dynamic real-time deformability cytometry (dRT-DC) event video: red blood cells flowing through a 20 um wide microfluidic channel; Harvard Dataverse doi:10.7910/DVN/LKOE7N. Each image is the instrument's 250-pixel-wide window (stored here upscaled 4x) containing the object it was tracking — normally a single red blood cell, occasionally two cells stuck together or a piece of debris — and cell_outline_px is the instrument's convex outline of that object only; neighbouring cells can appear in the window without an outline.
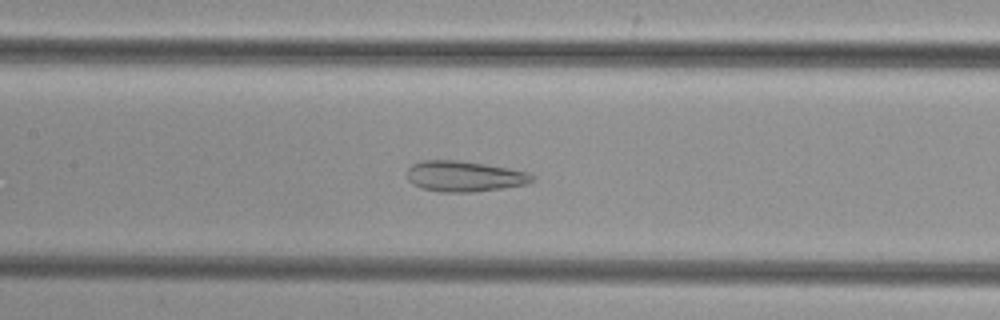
{"species": "common noctule bat (a hibernating species)", "species_latin": "Nyctalus noctula", "temperature_condition": "cold", "stored_images_in_passage": 42, "camera_frame_rate_fps": 3000, "um_per_image_px": 0.085, "animal": {"sex": "female", "body_mass_g": 29.2, "forearm_length_mm": 56.3}, "frame": {"image": 1, "passage_image": 15, "time_ms": 4.667, "image_size_px": [1000, 320], "cell_outline_px": [[536, 180], [528, 184], [504, 188], [472, 192], [440, 192], [420, 188], [412, 184], [408, 180], [408, 168], [412, 164], [420, 160], [460, 160], [508, 168], [528, 172], [536, 176]], "centroid_in_image_um": [39.49, 14.99], "position_along_channel_um": 167.9, "area_um2": 22.66}}
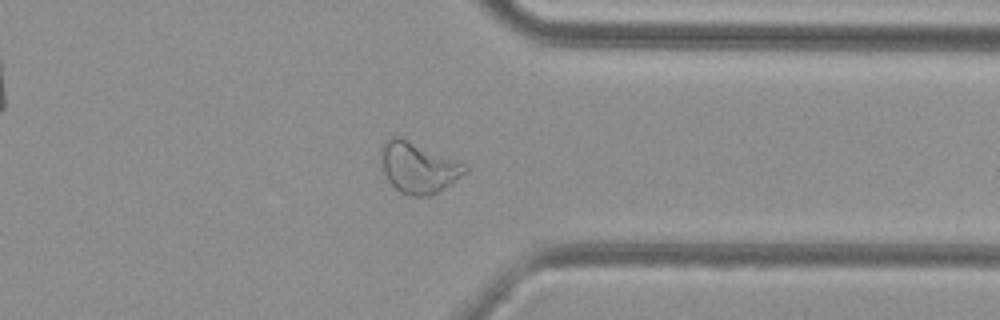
{"frame": {"image": 2, "passage_image": 31, "time_ms": 10.0, "image_size_px": [1000, 320], "cell_outline_px": [[468, 172], [436, 192], [428, 196], [408, 196], [400, 192], [388, 180], [384, 172], [380, 156], [380, 148], [388, 136], [400, 136], [464, 164], [468, 168]], "centroid_in_image_um": [35.5, 14.22], "position_along_channel_um": 375.9, "area_um2": 24.62}}
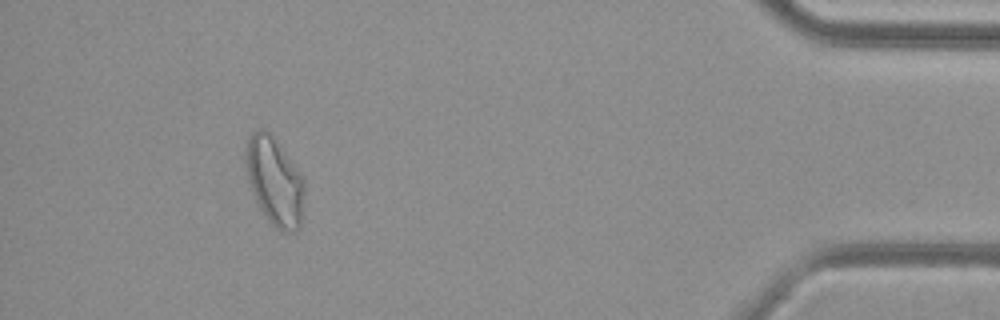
{"frame": {"image": 3, "passage_image": 38, "time_ms": 12.333, "image_size_px": [1000, 320], "cell_outline_px": [[304, 192], [300, 228], [296, 232], [284, 232], [276, 228], [268, 220], [260, 208], [252, 192], [248, 180], [244, 156], [244, 152], [248, 140], [252, 132], [260, 128], [268, 132], [272, 136], [304, 176]], "centroid_in_image_um": [23.34, 15.42], "position_along_channel_um": 411.9, "area_um2": 30.11}}